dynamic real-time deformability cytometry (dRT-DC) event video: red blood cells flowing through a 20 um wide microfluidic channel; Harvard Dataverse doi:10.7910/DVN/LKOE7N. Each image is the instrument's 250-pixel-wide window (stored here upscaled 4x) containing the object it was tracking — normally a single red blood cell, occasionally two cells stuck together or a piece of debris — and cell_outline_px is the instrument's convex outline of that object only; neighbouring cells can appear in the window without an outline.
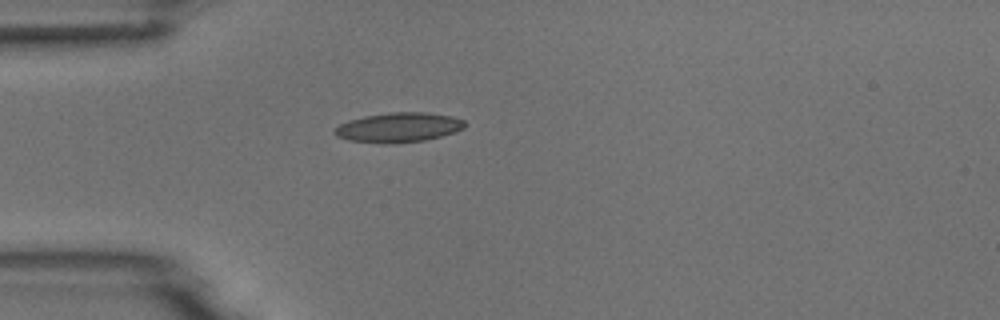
{"species": "common noctule bat (a hibernating species)", "species_latin": "Nyctalus noctula", "temperature_condition": "room temperature", "stored_images_in_passage": 1, "camera_frame_rate_fps": 3000, "um_per_image_px": 0.085, "animal": {"sex": "male", "body_mass_g": 18.8}, "frame": {"image": 1, "passage_image": 1, "time_ms": 0.0, "image_size_px": [1000, 320], "cell_outline_px": [[464, 128], [456, 132], [424, 140], [392, 144], [384, 144], [348, 140], [336, 136], [332, 132], [340, 124], [348, 120], [364, 116], [388, 112], [428, 112], [452, 116], [464, 120]], "centroid_in_image_um": [33.86, 10.83], "position_along_channel_um": 51.1, "area_um2": 22.66}}